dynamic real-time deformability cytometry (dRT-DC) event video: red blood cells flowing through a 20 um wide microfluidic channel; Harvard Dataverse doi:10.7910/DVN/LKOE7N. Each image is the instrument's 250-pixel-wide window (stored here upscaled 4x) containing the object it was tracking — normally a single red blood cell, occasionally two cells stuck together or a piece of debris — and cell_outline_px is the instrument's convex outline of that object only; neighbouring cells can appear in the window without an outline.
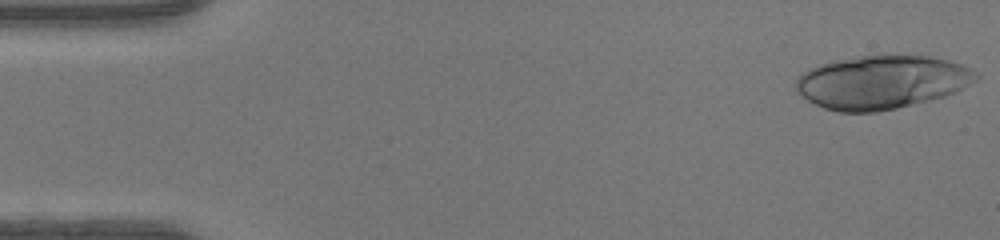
{"species": "human", "species_latin": "Homo sapiens", "temperature_condition": "warm", "stored_images_in_passage": 32, "camera_frame_rate_fps": 3000, "um_per_image_px": 0.085, "donor": {"sex": "female"}, "frame": {"image": 1, "passage_image": 1, "time_ms": 0.0, "image_size_px": [1000, 240], "cell_outline_px": [[980, 76], [976, 80], [944, 96], [896, 108], [876, 112], [836, 112], [824, 108], [800, 96], [796, 92], [796, 80], [804, 72], [820, 64], [836, 60], [860, 56], [932, 56], [948, 60], [972, 68]], "centroid_in_image_um": [74.92, 6.99], "position_along_channel_um": 10.1, "area_um2": 55.6}}
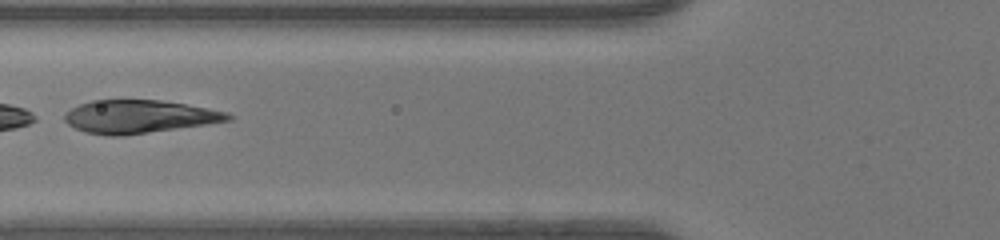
{"frame": {"image": 2, "passage_image": 18, "time_ms": 5.667, "image_size_px": [1000, 240], "cell_outline_px": [[236, 116], [232, 120], [124, 136], [104, 136], [84, 132], [68, 124], [64, 120], [64, 112], [80, 104], [92, 100], [160, 100], [184, 104], [228, 112]], "centroid_in_image_um": [11.8, 9.92], "position_along_channel_um": 114.0, "area_um2": 31.56}}
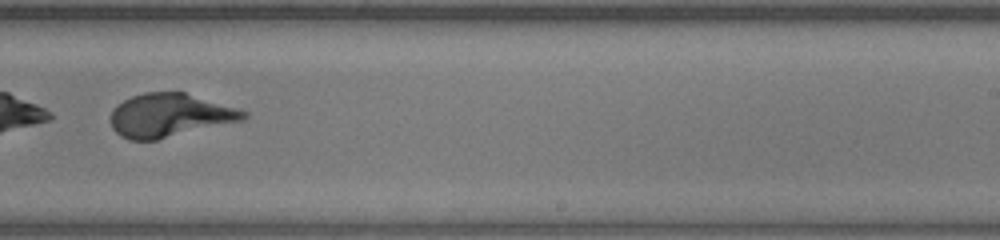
{"frame": {"image": 3, "passage_image": 29, "time_ms": 9.333, "image_size_px": [1000, 240], "cell_outline_px": [[248, 116], [244, 120], [156, 140], [128, 140], [120, 136], [112, 128], [112, 108], [116, 104], [132, 96], [144, 92], [184, 92], [236, 108], [248, 112]], "centroid_in_image_um": [14.41, 9.8], "position_along_channel_um": 274.6, "area_um2": 33.52}}